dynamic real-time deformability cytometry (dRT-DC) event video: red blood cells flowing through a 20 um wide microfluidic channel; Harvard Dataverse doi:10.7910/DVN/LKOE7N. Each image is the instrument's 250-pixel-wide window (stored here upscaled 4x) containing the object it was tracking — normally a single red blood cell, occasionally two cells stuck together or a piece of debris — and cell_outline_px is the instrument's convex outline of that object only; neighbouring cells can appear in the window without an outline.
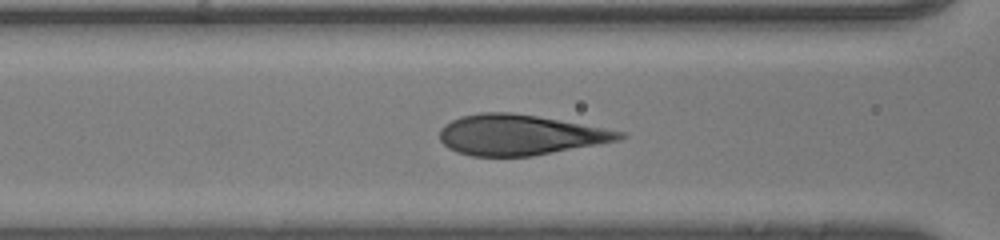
{"species": "human", "species_latin": "Homo sapiens", "temperature_condition": "room temperature", "stored_images_in_passage": 44, "camera_frame_rate_fps": 3000, "um_per_image_px": 0.085, "donor": {"sex": "male"}, "frame": {"image": 1, "passage_image": 23, "time_ms": 7.333, "image_size_px": [1000, 240], "cell_outline_px": [[628, 136], [620, 140], [532, 156], [472, 156], [456, 152], [448, 148], [440, 140], [440, 128], [444, 124], [460, 116], [480, 112], [512, 112], [536, 116], [624, 132]], "centroid_in_image_um": [44.14, 11.47], "position_along_channel_um": 122.5, "area_um2": 42.14}}
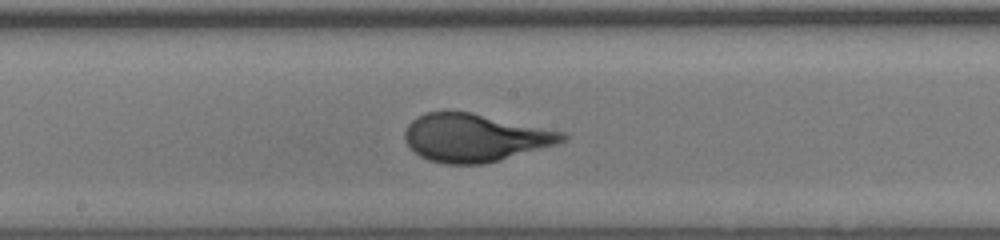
{"frame": {"image": 2, "passage_image": 29, "time_ms": 9.333, "image_size_px": [1000, 240], "cell_outline_px": [[568, 136], [564, 140], [556, 144], [500, 160], [484, 164], [444, 164], [428, 160], [420, 156], [404, 140], [404, 132], [408, 124], [416, 116], [424, 112], [472, 112], [568, 132]], "centroid_in_image_um": [40.38, 11.7], "position_along_channel_um": 207.8, "area_um2": 44.1}}
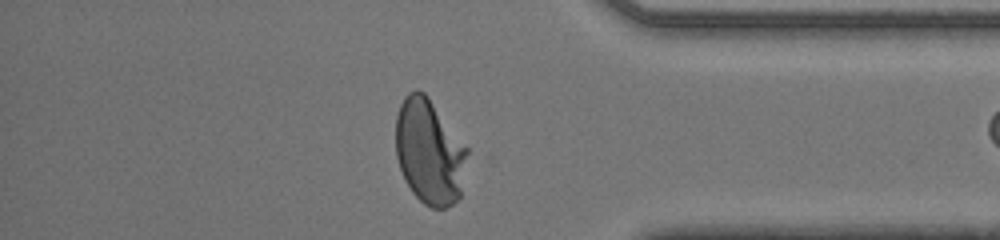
{"frame": {"image": 3, "passage_image": 43, "time_ms": 14.0, "image_size_px": [1000, 240], "cell_outline_px": [[468, 152], [460, 196], [452, 204], [444, 208], [432, 208], [424, 204], [412, 192], [400, 168], [396, 156], [396, 116], [400, 104], [404, 96], [408, 92], [416, 88], [424, 92], [428, 96], [468, 148]], "centroid_in_image_um": [36.49, 12.87], "position_along_channel_um": 398.7, "area_um2": 43.75}}